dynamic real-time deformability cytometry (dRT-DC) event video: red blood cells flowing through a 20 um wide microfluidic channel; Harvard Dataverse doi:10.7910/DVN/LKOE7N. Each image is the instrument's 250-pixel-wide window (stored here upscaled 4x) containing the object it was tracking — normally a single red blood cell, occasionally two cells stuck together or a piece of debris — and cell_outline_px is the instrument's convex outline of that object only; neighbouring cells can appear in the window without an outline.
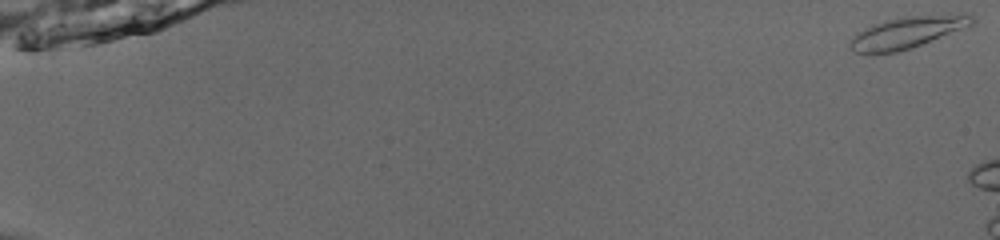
{"species": "common noctule bat (a hibernating species)", "species_latin": "Nyctalus noctula", "temperature_condition": "room temperature", "stored_images_in_passage": 34, "camera_frame_rate_fps": 3000, "um_per_image_px": 0.085, "animal": {"sex": "male", "body_mass_g": 13.0, "forearm_length_mm": 53.1}, "frame": {"image": 1, "passage_image": 1, "time_ms": 0.0, "image_size_px": [1000, 240], "cell_outline_px": [[976, 20], [972, 24], [920, 44], [896, 52], [856, 52], [848, 44], [860, 32], [872, 24], [904, 16], [964, 12], [972, 16]], "centroid_in_image_um": [77.19, 2.69], "position_along_channel_um": 7.8, "area_um2": 21.79}}
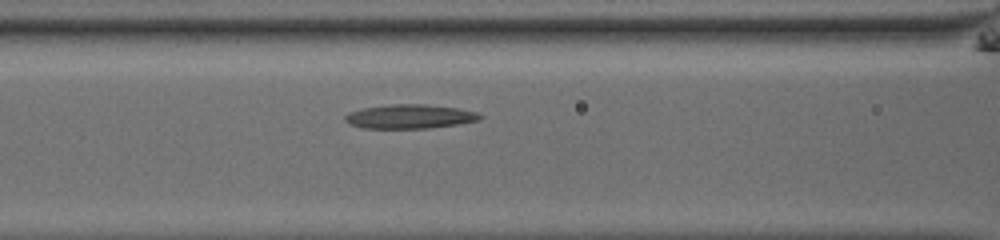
{"frame": {"image": 2, "passage_image": 26, "time_ms": 8.333, "image_size_px": [1000, 240], "cell_outline_px": [[484, 116], [480, 120], [456, 124], [428, 128], [364, 128], [352, 124], [344, 120], [344, 116], [348, 112], [364, 108], [392, 104], [424, 104], [456, 108], [476, 112]], "centroid_in_image_um": [34.83, 9.9], "position_along_channel_um": 131.8, "area_um2": 18.73}}
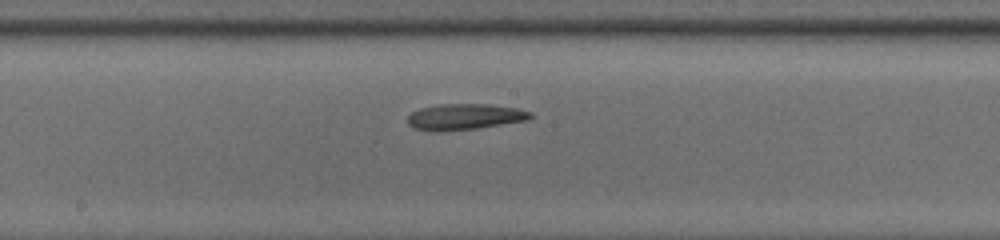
{"frame": {"image": 3, "passage_image": 32, "time_ms": 10.333, "image_size_px": [1000, 240], "cell_outline_px": [[532, 116], [528, 120], [476, 128], [440, 132], [436, 132], [412, 128], [408, 124], [408, 116], [412, 112], [420, 108], [440, 104], [488, 104], [520, 108], [532, 112]], "centroid_in_image_um": [39.49, 9.92], "position_along_channel_um": 208.7, "area_um2": 18.73}}